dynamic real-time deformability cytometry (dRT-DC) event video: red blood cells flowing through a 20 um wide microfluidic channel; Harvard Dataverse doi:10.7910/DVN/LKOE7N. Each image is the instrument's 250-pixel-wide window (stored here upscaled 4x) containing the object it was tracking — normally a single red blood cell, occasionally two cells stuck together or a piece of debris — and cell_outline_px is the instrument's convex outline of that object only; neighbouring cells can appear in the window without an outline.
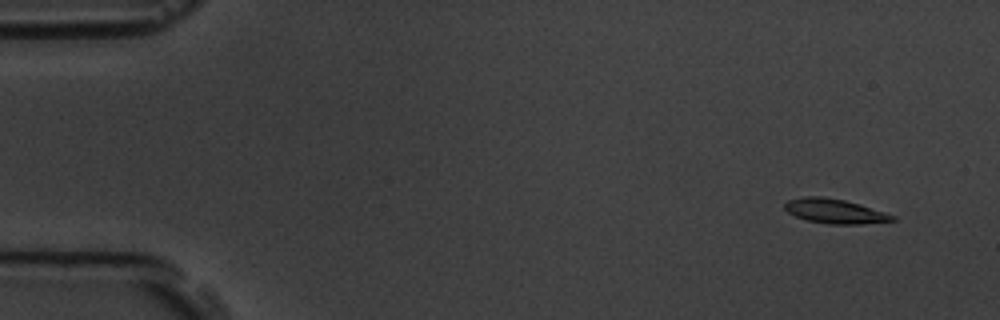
{"species": "common noctule bat (a hibernating species)", "species_latin": "Nyctalus noctula", "temperature_condition": "room temperature", "stored_images_in_passage": 6, "camera_frame_rate_fps": 3000, "um_per_image_px": 0.085, "animal": {"sex": "male", "body_mass_g": 19.5, "forearm_length_mm": 54.6}, "frame": {"image": 1, "passage_image": 1, "time_ms": 0.0, "image_size_px": [1000, 320], "cell_outline_px": [[896, 220], [860, 224], [828, 224], [808, 220], [796, 216], [788, 212], [784, 208], [784, 204], [788, 200], [804, 196], [824, 196], [844, 200], [860, 204], [896, 216]], "centroid_in_image_um": [70.95, 17.94], "position_along_channel_um": 14.1, "area_um2": 15.32}}
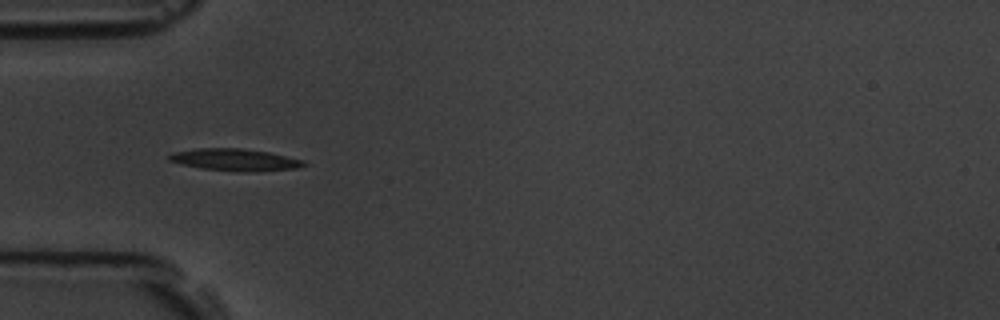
{"frame": {"image": 2, "passage_image": 5, "time_ms": 4.667, "image_size_px": [1000, 320], "cell_outline_px": [[308, 164], [296, 168], [248, 172], [244, 172], [200, 168], [168, 160], [168, 156], [176, 152], [200, 148], [240, 148], [268, 152], [304, 160]], "centroid_in_image_um": [20.01, 13.58], "position_along_channel_um": 65.0, "area_um2": 16.99}}
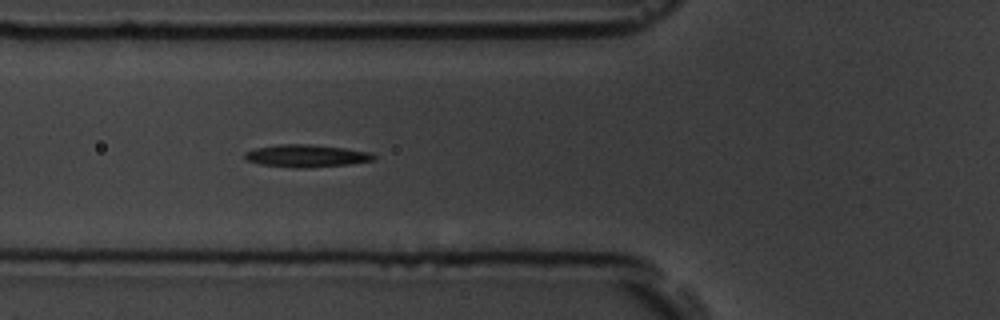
{"frame": {"image": 3, "passage_image": 6, "time_ms": 5.667, "image_size_px": [1000, 320], "cell_outline_px": [[376, 160], [352, 164], [308, 168], [296, 168], [260, 164], [248, 160], [244, 156], [244, 152], [256, 148], [280, 144], [308, 144], [344, 148], [372, 152], [376, 156]], "centroid_in_image_um": [26.1, 13.25], "position_along_channel_um": 99.7, "area_um2": 16.99}}